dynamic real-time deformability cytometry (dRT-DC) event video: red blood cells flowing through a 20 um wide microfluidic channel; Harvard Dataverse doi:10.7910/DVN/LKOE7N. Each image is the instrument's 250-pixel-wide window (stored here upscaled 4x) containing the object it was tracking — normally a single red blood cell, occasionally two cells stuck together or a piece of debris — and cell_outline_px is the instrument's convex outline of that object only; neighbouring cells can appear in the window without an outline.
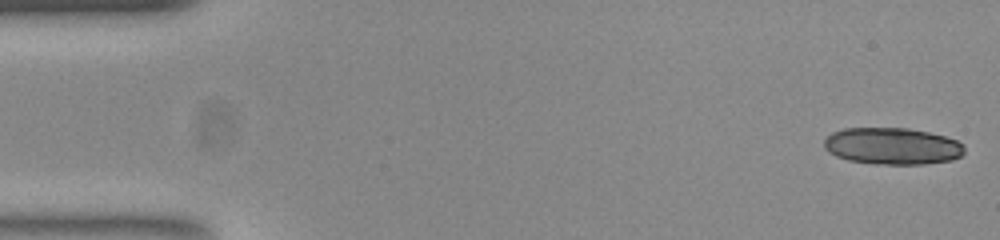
{"species": "common noctule bat (a hibernating species)", "species_latin": "Nyctalus noctula", "temperature_condition": "room temperature", "stored_images_in_passage": 54, "camera_frame_rate_fps": 3000, "um_per_image_px": 0.085, "animal": {"sex": "female", "body_mass_g": 23.0, "forearm_length_mm": 53.4}, "frame": {"image": 1, "passage_image": 1, "time_ms": 0.0, "image_size_px": [1000, 240], "cell_outline_px": [[964, 152], [960, 156], [952, 160], [924, 164], [876, 164], [848, 160], [836, 156], [828, 152], [824, 148], [824, 140], [832, 132], [844, 128], [908, 128], [928, 132], [944, 136], [956, 140], [964, 144]], "centroid_in_image_um": [75.84, 12.42], "position_along_channel_um": 9.2, "area_um2": 30.17}}
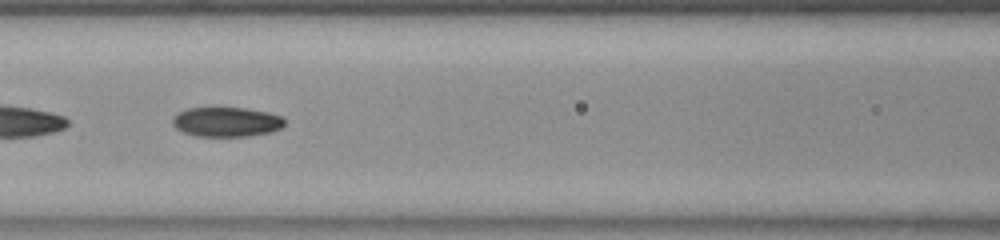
{"frame": {"image": 2, "passage_image": 23, "time_ms": 7.333, "image_size_px": [1000, 240], "cell_outline_px": [[284, 124], [280, 128], [272, 132], [248, 136], [196, 136], [184, 132], [176, 128], [172, 124], [172, 116], [176, 112], [188, 108], [244, 108], [268, 112], [284, 116]], "centroid_in_image_um": [19.24, 10.36], "position_along_channel_um": 147.4, "area_um2": 19.48}}
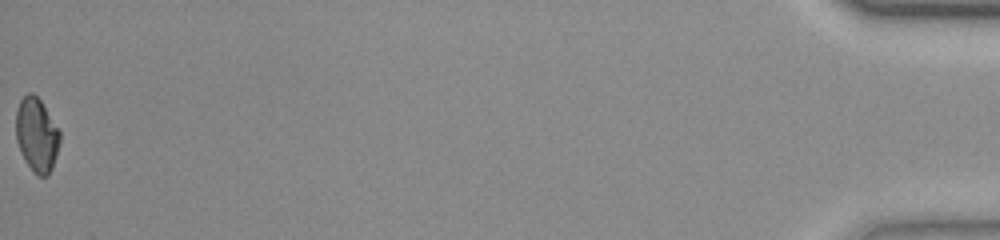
{"frame": {"image": 3, "passage_image": 54, "time_ms": 17.667, "image_size_px": [1000, 240], "cell_outline_px": [[60, 140], [56, 156], [52, 168], [48, 176], [36, 176], [32, 172], [24, 160], [16, 140], [16, 108], [20, 100], [28, 92], [32, 92], [40, 100], [60, 132]], "centroid_in_image_um": [3.1, 11.49], "position_along_channel_um": 432.1, "area_um2": 18.96}, "authors_computed_cell_mechanics": {"area_um2": 19.8832, "velocity_mm_per_s": 3.7828, "shape_relaxation_time_tau1_ms": 5.603, "shape_relaxation_time_tau2_ms": 3.1111, "deformation_change_tau1": 0.1725, "deformation_change_tau2": 0.0553}}